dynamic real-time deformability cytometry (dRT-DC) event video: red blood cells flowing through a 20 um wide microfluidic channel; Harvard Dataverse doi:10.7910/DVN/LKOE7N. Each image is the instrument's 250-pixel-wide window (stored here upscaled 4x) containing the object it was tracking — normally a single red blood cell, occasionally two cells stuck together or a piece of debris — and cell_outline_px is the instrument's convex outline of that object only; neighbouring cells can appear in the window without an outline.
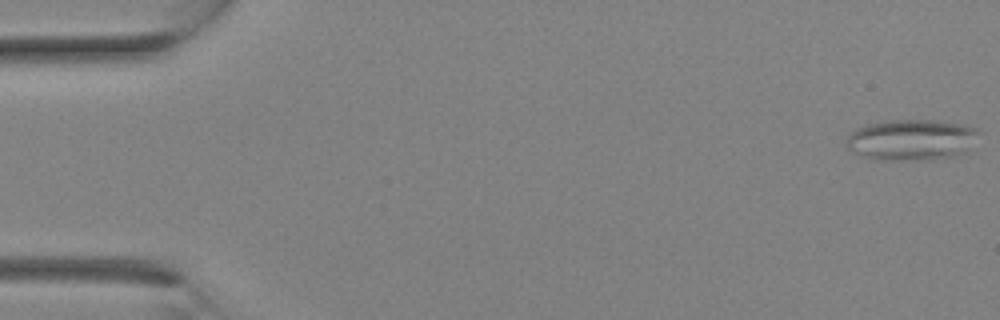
{"species": "Egyptian fruit bat (a non-hibernating species)", "species_latin": "Rousettus aegyptiacus", "temperature_condition": "room temperature", "stored_images_in_passage": 9, "camera_frame_rate_fps": 3000, "um_per_image_px": 0.085, "animal": {"sex": "female"}, "frame": {"image": 1, "passage_image": 1, "time_ms": 0.0, "image_size_px": [1000, 320], "cell_outline_px": [[980, 132], [968, 152], [952, 156], [928, 160], [868, 160], [852, 152], [844, 144], [848, 132], [864, 124], [888, 120], [936, 120], [964, 124], [976, 128]], "centroid_in_image_um": [77.42, 11.89], "position_along_channel_um": 7.6, "area_um2": 32.54}}
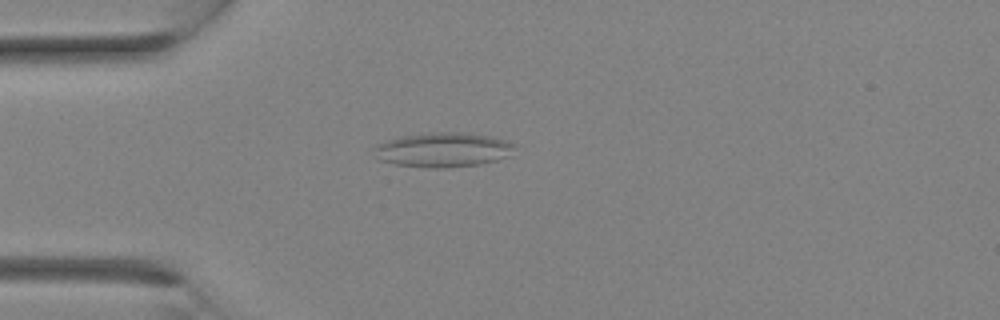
{"frame": {"image": 2, "passage_image": 8, "time_ms": 2.333, "image_size_px": [1000, 320], "cell_outline_px": [[516, 144], [512, 156], [480, 164], [448, 168], [428, 168], [396, 164], [380, 160], [372, 148], [376, 144], [400, 136], [432, 132], [460, 132], [488, 136], [504, 140]], "centroid_in_image_um": [37.68, 12.74], "position_along_channel_um": 47.3, "area_um2": 28.44}}